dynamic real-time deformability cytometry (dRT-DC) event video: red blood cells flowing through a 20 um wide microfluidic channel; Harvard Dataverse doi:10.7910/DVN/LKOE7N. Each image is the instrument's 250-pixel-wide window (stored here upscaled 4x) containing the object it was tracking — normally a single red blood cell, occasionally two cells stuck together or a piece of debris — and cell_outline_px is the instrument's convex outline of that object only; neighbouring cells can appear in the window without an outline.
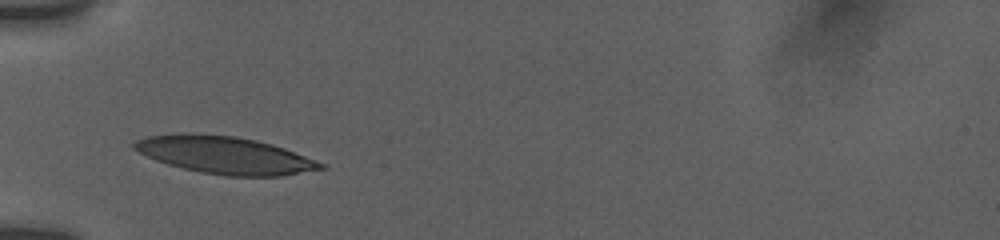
{"species": "human", "species_latin": "Homo sapiens", "temperature_condition": "room temperature", "stored_images_in_passage": 2, "camera_frame_rate_fps": 3000, "um_per_image_px": 0.085, "donor": {"sex": "female"}, "frame": {"image": 1, "passage_image": 1, "time_ms": 0.0, "image_size_px": [1000, 240], "cell_outline_px": [[324, 168], [280, 176], [228, 176], [200, 172], [168, 164], [156, 160], [132, 148], [132, 144], [136, 140], [148, 136], [184, 132], [192, 132], [236, 136], [256, 140], [272, 144], [284, 148], [324, 164]], "centroid_in_image_um": [19.05, 13.16], "position_along_channel_um": 65.9, "area_um2": 40.34}}